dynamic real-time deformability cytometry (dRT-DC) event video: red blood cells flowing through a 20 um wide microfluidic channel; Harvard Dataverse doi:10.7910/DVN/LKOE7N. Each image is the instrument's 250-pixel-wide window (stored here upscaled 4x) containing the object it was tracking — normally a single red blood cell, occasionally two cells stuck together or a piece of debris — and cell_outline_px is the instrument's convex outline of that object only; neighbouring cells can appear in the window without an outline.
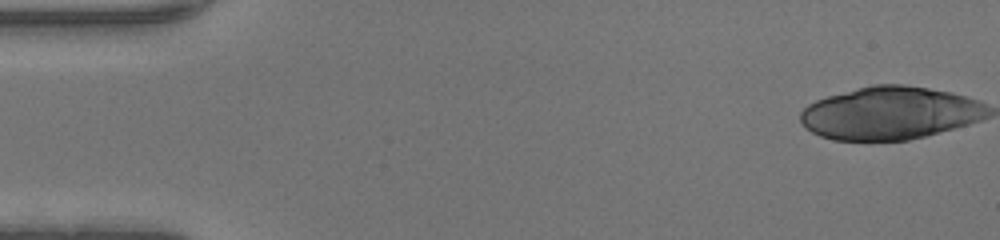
{"species": "human", "species_latin": "Homo sapiens", "temperature_condition": "warm", "stored_images_in_passage": 22, "camera_frame_rate_fps": 3000, "um_per_image_px": 0.085, "donor": {"sex": "male"}, "frame": {"image": 1, "passage_image": 1, "time_ms": 0.0, "image_size_px": [1000, 240], "cell_outline_px": [[964, 120], [960, 124], [948, 128], [920, 136], [904, 140], [840, 140], [824, 136], [808, 128], [804, 124], [800, 116], [812, 104], [820, 100], [832, 96], [864, 88], [924, 88], [944, 92], [956, 96], [964, 100]], "centroid_in_image_um": [75.16, 9.69], "position_along_channel_um": 9.8, "area_um2": 50.0}}
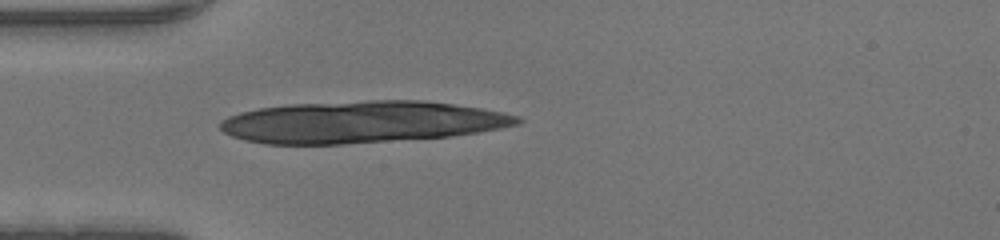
{"frame": {"image": 2, "passage_image": 13, "time_ms": 4.0, "image_size_px": [1000, 240], "cell_outline_px": [[516, 120], [508, 124], [468, 132], [444, 136], [332, 144], [276, 144], [252, 140], [236, 136], [228, 132], [220, 124], [236, 116], [248, 112], [268, 108], [352, 104], [444, 104], [472, 108], [492, 112], [508, 116]], "centroid_in_image_um": [30.56, 10.46], "position_along_channel_um": 54.4, "area_um2": 64.1}}